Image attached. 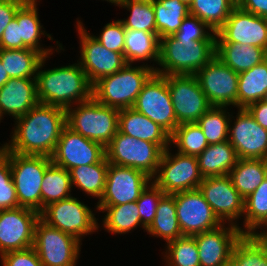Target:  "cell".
Segmentation results:
<instances>
[{"label":"cell","mask_w":267,"mask_h":266,"mask_svg":"<svg viewBox=\"0 0 267 266\" xmlns=\"http://www.w3.org/2000/svg\"><path fill=\"white\" fill-rule=\"evenodd\" d=\"M216 57L236 73L244 72L267 59V51L240 43H216Z\"/></svg>","instance_id":"obj_29"},{"label":"cell","mask_w":267,"mask_h":266,"mask_svg":"<svg viewBox=\"0 0 267 266\" xmlns=\"http://www.w3.org/2000/svg\"><path fill=\"white\" fill-rule=\"evenodd\" d=\"M233 112L232 108L228 141L238 158L267 160V129L259 125L245 108Z\"/></svg>","instance_id":"obj_12"},{"label":"cell","mask_w":267,"mask_h":266,"mask_svg":"<svg viewBox=\"0 0 267 266\" xmlns=\"http://www.w3.org/2000/svg\"><path fill=\"white\" fill-rule=\"evenodd\" d=\"M235 7L232 0H193L189 14L198 17L216 33Z\"/></svg>","instance_id":"obj_41"},{"label":"cell","mask_w":267,"mask_h":266,"mask_svg":"<svg viewBox=\"0 0 267 266\" xmlns=\"http://www.w3.org/2000/svg\"><path fill=\"white\" fill-rule=\"evenodd\" d=\"M41 186V211L49 204L73 195L70 171L54 163L46 168Z\"/></svg>","instance_id":"obj_35"},{"label":"cell","mask_w":267,"mask_h":266,"mask_svg":"<svg viewBox=\"0 0 267 266\" xmlns=\"http://www.w3.org/2000/svg\"><path fill=\"white\" fill-rule=\"evenodd\" d=\"M152 5L159 38L174 35L189 15V6L180 0H152Z\"/></svg>","instance_id":"obj_37"},{"label":"cell","mask_w":267,"mask_h":266,"mask_svg":"<svg viewBox=\"0 0 267 266\" xmlns=\"http://www.w3.org/2000/svg\"><path fill=\"white\" fill-rule=\"evenodd\" d=\"M242 235L239 227L227 223L193 235L198 247L200 266H224Z\"/></svg>","instance_id":"obj_22"},{"label":"cell","mask_w":267,"mask_h":266,"mask_svg":"<svg viewBox=\"0 0 267 266\" xmlns=\"http://www.w3.org/2000/svg\"><path fill=\"white\" fill-rule=\"evenodd\" d=\"M165 193L153 182L141 192L136 201L142 225L147 229L154 220L160 199Z\"/></svg>","instance_id":"obj_45"},{"label":"cell","mask_w":267,"mask_h":266,"mask_svg":"<svg viewBox=\"0 0 267 266\" xmlns=\"http://www.w3.org/2000/svg\"><path fill=\"white\" fill-rule=\"evenodd\" d=\"M228 175L234 188L245 199L267 177V160L239 158Z\"/></svg>","instance_id":"obj_31"},{"label":"cell","mask_w":267,"mask_h":266,"mask_svg":"<svg viewBox=\"0 0 267 266\" xmlns=\"http://www.w3.org/2000/svg\"><path fill=\"white\" fill-rule=\"evenodd\" d=\"M173 36L193 41H216V33L205 22L192 14L183 19L178 31Z\"/></svg>","instance_id":"obj_46"},{"label":"cell","mask_w":267,"mask_h":266,"mask_svg":"<svg viewBox=\"0 0 267 266\" xmlns=\"http://www.w3.org/2000/svg\"><path fill=\"white\" fill-rule=\"evenodd\" d=\"M230 109V110H229ZM211 106L197 121L209 145L228 140L231 109Z\"/></svg>","instance_id":"obj_42"},{"label":"cell","mask_w":267,"mask_h":266,"mask_svg":"<svg viewBox=\"0 0 267 266\" xmlns=\"http://www.w3.org/2000/svg\"><path fill=\"white\" fill-rule=\"evenodd\" d=\"M108 166L105 158L102 162L72 168L70 177L73 190L77 188L87 197L99 201L105 189Z\"/></svg>","instance_id":"obj_30"},{"label":"cell","mask_w":267,"mask_h":266,"mask_svg":"<svg viewBox=\"0 0 267 266\" xmlns=\"http://www.w3.org/2000/svg\"><path fill=\"white\" fill-rule=\"evenodd\" d=\"M133 108L159 124L170 135L179 125L174 113L167 80L154 73L143 85Z\"/></svg>","instance_id":"obj_14"},{"label":"cell","mask_w":267,"mask_h":266,"mask_svg":"<svg viewBox=\"0 0 267 266\" xmlns=\"http://www.w3.org/2000/svg\"><path fill=\"white\" fill-rule=\"evenodd\" d=\"M105 158L103 145L83 137L66 125L62 129L51 161L70 171L74 167L102 162Z\"/></svg>","instance_id":"obj_20"},{"label":"cell","mask_w":267,"mask_h":266,"mask_svg":"<svg viewBox=\"0 0 267 266\" xmlns=\"http://www.w3.org/2000/svg\"><path fill=\"white\" fill-rule=\"evenodd\" d=\"M40 4H23L15 14L17 18L18 25H20V39L23 41V49L30 48L40 52L44 57L48 55H53L56 53L64 52L65 48L62 43L55 39V46H44L42 44V37H47L53 41V35L47 33L43 27L39 18V8ZM44 29V30H43ZM43 35V36H42Z\"/></svg>","instance_id":"obj_24"},{"label":"cell","mask_w":267,"mask_h":266,"mask_svg":"<svg viewBox=\"0 0 267 266\" xmlns=\"http://www.w3.org/2000/svg\"><path fill=\"white\" fill-rule=\"evenodd\" d=\"M118 131L139 140L156 143L163 150L170 146V134L133 107L119 110Z\"/></svg>","instance_id":"obj_25"},{"label":"cell","mask_w":267,"mask_h":266,"mask_svg":"<svg viewBox=\"0 0 267 266\" xmlns=\"http://www.w3.org/2000/svg\"><path fill=\"white\" fill-rule=\"evenodd\" d=\"M40 213L27 207L0 209V256L33 247Z\"/></svg>","instance_id":"obj_19"},{"label":"cell","mask_w":267,"mask_h":266,"mask_svg":"<svg viewBox=\"0 0 267 266\" xmlns=\"http://www.w3.org/2000/svg\"><path fill=\"white\" fill-rule=\"evenodd\" d=\"M198 189L222 223L239 227L244 198L234 188L229 175L205 177Z\"/></svg>","instance_id":"obj_18"},{"label":"cell","mask_w":267,"mask_h":266,"mask_svg":"<svg viewBox=\"0 0 267 266\" xmlns=\"http://www.w3.org/2000/svg\"><path fill=\"white\" fill-rule=\"evenodd\" d=\"M101 1H107L109 2L111 5H114L117 3L118 0H101Z\"/></svg>","instance_id":"obj_56"},{"label":"cell","mask_w":267,"mask_h":266,"mask_svg":"<svg viewBox=\"0 0 267 266\" xmlns=\"http://www.w3.org/2000/svg\"><path fill=\"white\" fill-rule=\"evenodd\" d=\"M0 149L9 157L12 179L16 189L18 207H27L41 212V184L51 157L23 155Z\"/></svg>","instance_id":"obj_6"},{"label":"cell","mask_w":267,"mask_h":266,"mask_svg":"<svg viewBox=\"0 0 267 266\" xmlns=\"http://www.w3.org/2000/svg\"><path fill=\"white\" fill-rule=\"evenodd\" d=\"M161 254L165 266H200L199 252L193 236H182L166 243Z\"/></svg>","instance_id":"obj_43"},{"label":"cell","mask_w":267,"mask_h":266,"mask_svg":"<svg viewBox=\"0 0 267 266\" xmlns=\"http://www.w3.org/2000/svg\"><path fill=\"white\" fill-rule=\"evenodd\" d=\"M94 209L97 210L96 207L92 210L80 201L79 197L72 195L46 206L40 212V218L48 225L69 233L82 242L84 237L99 230V220L95 217L97 212Z\"/></svg>","instance_id":"obj_7"},{"label":"cell","mask_w":267,"mask_h":266,"mask_svg":"<svg viewBox=\"0 0 267 266\" xmlns=\"http://www.w3.org/2000/svg\"><path fill=\"white\" fill-rule=\"evenodd\" d=\"M0 49H23L20 39V25L15 17L5 28L0 40Z\"/></svg>","instance_id":"obj_49"},{"label":"cell","mask_w":267,"mask_h":266,"mask_svg":"<svg viewBox=\"0 0 267 266\" xmlns=\"http://www.w3.org/2000/svg\"><path fill=\"white\" fill-rule=\"evenodd\" d=\"M82 242L69 233L52 227L41 218L35 224L33 248L42 266H76Z\"/></svg>","instance_id":"obj_9"},{"label":"cell","mask_w":267,"mask_h":266,"mask_svg":"<svg viewBox=\"0 0 267 266\" xmlns=\"http://www.w3.org/2000/svg\"><path fill=\"white\" fill-rule=\"evenodd\" d=\"M97 212H102V221L98 223V228L105 230L107 233L125 235L133 232L137 227L146 232L142 225L137 203L130 202L115 206H94ZM103 228H101V227Z\"/></svg>","instance_id":"obj_27"},{"label":"cell","mask_w":267,"mask_h":266,"mask_svg":"<svg viewBox=\"0 0 267 266\" xmlns=\"http://www.w3.org/2000/svg\"><path fill=\"white\" fill-rule=\"evenodd\" d=\"M235 4H237L240 0H232Z\"/></svg>","instance_id":"obj_59"},{"label":"cell","mask_w":267,"mask_h":266,"mask_svg":"<svg viewBox=\"0 0 267 266\" xmlns=\"http://www.w3.org/2000/svg\"><path fill=\"white\" fill-rule=\"evenodd\" d=\"M0 266H42V262L33 247L12 251L0 256Z\"/></svg>","instance_id":"obj_48"},{"label":"cell","mask_w":267,"mask_h":266,"mask_svg":"<svg viewBox=\"0 0 267 266\" xmlns=\"http://www.w3.org/2000/svg\"><path fill=\"white\" fill-rule=\"evenodd\" d=\"M8 73L6 72L0 60V88L9 80Z\"/></svg>","instance_id":"obj_54"},{"label":"cell","mask_w":267,"mask_h":266,"mask_svg":"<svg viewBox=\"0 0 267 266\" xmlns=\"http://www.w3.org/2000/svg\"><path fill=\"white\" fill-rule=\"evenodd\" d=\"M195 76L211 106L237 109L239 73L214 56Z\"/></svg>","instance_id":"obj_15"},{"label":"cell","mask_w":267,"mask_h":266,"mask_svg":"<svg viewBox=\"0 0 267 266\" xmlns=\"http://www.w3.org/2000/svg\"><path fill=\"white\" fill-rule=\"evenodd\" d=\"M105 152L109 164L135 168L153 178L164 150L156 143L139 140L118 131L105 147Z\"/></svg>","instance_id":"obj_8"},{"label":"cell","mask_w":267,"mask_h":266,"mask_svg":"<svg viewBox=\"0 0 267 266\" xmlns=\"http://www.w3.org/2000/svg\"><path fill=\"white\" fill-rule=\"evenodd\" d=\"M17 207L18 199L12 179L9 157L0 149V209Z\"/></svg>","instance_id":"obj_44"},{"label":"cell","mask_w":267,"mask_h":266,"mask_svg":"<svg viewBox=\"0 0 267 266\" xmlns=\"http://www.w3.org/2000/svg\"><path fill=\"white\" fill-rule=\"evenodd\" d=\"M39 103L36 79L10 78L0 88V123L4 117L14 120Z\"/></svg>","instance_id":"obj_23"},{"label":"cell","mask_w":267,"mask_h":266,"mask_svg":"<svg viewBox=\"0 0 267 266\" xmlns=\"http://www.w3.org/2000/svg\"><path fill=\"white\" fill-rule=\"evenodd\" d=\"M149 237L162 238L165 244L182 237L177 214L175 199L172 194H165L158 204L156 215L151 225L146 229Z\"/></svg>","instance_id":"obj_34"},{"label":"cell","mask_w":267,"mask_h":266,"mask_svg":"<svg viewBox=\"0 0 267 266\" xmlns=\"http://www.w3.org/2000/svg\"><path fill=\"white\" fill-rule=\"evenodd\" d=\"M10 140L3 142L9 152L51 157L62 129L66 126V110L38 103L25 115L13 120Z\"/></svg>","instance_id":"obj_1"},{"label":"cell","mask_w":267,"mask_h":266,"mask_svg":"<svg viewBox=\"0 0 267 266\" xmlns=\"http://www.w3.org/2000/svg\"><path fill=\"white\" fill-rule=\"evenodd\" d=\"M172 150L174 148L171 146L164 150L152 181L165 194L198 189L204 177L200 173L197 157Z\"/></svg>","instance_id":"obj_10"},{"label":"cell","mask_w":267,"mask_h":266,"mask_svg":"<svg viewBox=\"0 0 267 266\" xmlns=\"http://www.w3.org/2000/svg\"><path fill=\"white\" fill-rule=\"evenodd\" d=\"M205 135L197 122L179 124L170 135V146L175 151L197 157L208 146Z\"/></svg>","instance_id":"obj_40"},{"label":"cell","mask_w":267,"mask_h":266,"mask_svg":"<svg viewBox=\"0 0 267 266\" xmlns=\"http://www.w3.org/2000/svg\"><path fill=\"white\" fill-rule=\"evenodd\" d=\"M243 234H254L267 221V177L253 193L244 199Z\"/></svg>","instance_id":"obj_38"},{"label":"cell","mask_w":267,"mask_h":266,"mask_svg":"<svg viewBox=\"0 0 267 266\" xmlns=\"http://www.w3.org/2000/svg\"><path fill=\"white\" fill-rule=\"evenodd\" d=\"M236 6L246 12L267 18V0H240Z\"/></svg>","instance_id":"obj_51"},{"label":"cell","mask_w":267,"mask_h":266,"mask_svg":"<svg viewBox=\"0 0 267 266\" xmlns=\"http://www.w3.org/2000/svg\"><path fill=\"white\" fill-rule=\"evenodd\" d=\"M23 4L15 0L0 1V40L5 28L15 18V14Z\"/></svg>","instance_id":"obj_50"},{"label":"cell","mask_w":267,"mask_h":266,"mask_svg":"<svg viewBox=\"0 0 267 266\" xmlns=\"http://www.w3.org/2000/svg\"><path fill=\"white\" fill-rule=\"evenodd\" d=\"M262 101H264L265 103H267V92L265 93L264 98L262 99Z\"/></svg>","instance_id":"obj_58"},{"label":"cell","mask_w":267,"mask_h":266,"mask_svg":"<svg viewBox=\"0 0 267 266\" xmlns=\"http://www.w3.org/2000/svg\"><path fill=\"white\" fill-rule=\"evenodd\" d=\"M180 1H182L183 3H185L188 6H190L191 3L193 2V0H180Z\"/></svg>","instance_id":"obj_57"},{"label":"cell","mask_w":267,"mask_h":266,"mask_svg":"<svg viewBox=\"0 0 267 266\" xmlns=\"http://www.w3.org/2000/svg\"><path fill=\"white\" fill-rule=\"evenodd\" d=\"M267 92V59L238 76L237 108L260 101Z\"/></svg>","instance_id":"obj_32"},{"label":"cell","mask_w":267,"mask_h":266,"mask_svg":"<svg viewBox=\"0 0 267 266\" xmlns=\"http://www.w3.org/2000/svg\"><path fill=\"white\" fill-rule=\"evenodd\" d=\"M51 56H45L37 70L36 88L39 103L67 110L73 105L90 100L93 85L78 61L46 69V61L50 60Z\"/></svg>","instance_id":"obj_2"},{"label":"cell","mask_w":267,"mask_h":266,"mask_svg":"<svg viewBox=\"0 0 267 266\" xmlns=\"http://www.w3.org/2000/svg\"><path fill=\"white\" fill-rule=\"evenodd\" d=\"M214 56L216 41H193L166 36L160 38L159 60L156 74L195 75Z\"/></svg>","instance_id":"obj_3"},{"label":"cell","mask_w":267,"mask_h":266,"mask_svg":"<svg viewBox=\"0 0 267 266\" xmlns=\"http://www.w3.org/2000/svg\"><path fill=\"white\" fill-rule=\"evenodd\" d=\"M155 73L144 65L126 64L112 75L93 84L92 97L99 103L117 109L131 108L143 85Z\"/></svg>","instance_id":"obj_4"},{"label":"cell","mask_w":267,"mask_h":266,"mask_svg":"<svg viewBox=\"0 0 267 266\" xmlns=\"http://www.w3.org/2000/svg\"><path fill=\"white\" fill-rule=\"evenodd\" d=\"M43 58L40 52L30 48L0 49V60L9 78L36 79Z\"/></svg>","instance_id":"obj_33"},{"label":"cell","mask_w":267,"mask_h":266,"mask_svg":"<svg viewBox=\"0 0 267 266\" xmlns=\"http://www.w3.org/2000/svg\"><path fill=\"white\" fill-rule=\"evenodd\" d=\"M159 48L160 38L155 33L126 29L124 58L127 64L136 65L141 62V65L155 71L158 66Z\"/></svg>","instance_id":"obj_26"},{"label":"cell","mask_w":267,"mask_h":266,"mask_svg":"<svg viewBox=\"0 0 267 266\" xmlns=\"http://www.w3.org/2000/svg\"><path fill=\"white\" fill-rule=\"evenodd\" d=\"M183 236H193L222 225L199 189L172 194Z\"/></svg>","instance_id":"obj_16"},{"label":"cell","mask_w":267,"mask_h":266,"mask_svg":"<svg viewBox=\"0 0 267 266\" xmlns=\"http://www.w3.org/2000/svg\"><path fill=\"white\" fill-rule=\"evenodd\" d=\"M76 20L77 25L74 26L79 39L77 52L80 54L76 61L92 85L100 78L114 74L127 64L122 53L106 49L92 36V33H89L90 31L86 30L81 18L78 17Z\"/></svg>","instance_id":"obj_11"},{"label":"cell","mask_w":267,"mask_h":266,"mask_svg":"<svg viewBox=\"0 0 267 266\" xmlns=\"http://www.w3.org/2000/svg\"><path fill=\"white\" fill-rule=\"evenodd\" d=\"M66 125L106 147L118 132L119 109L105 106L92 97L66 110Z\"/></svg>","instance_id":"obj_5"},{"label":"cell","mask_w":267,"mask_h":266,"mask_svg":"<svg viewBox=\"0 0 267 266\" xmlns=\"http://www.w3.org/2000/svg\"><path fill=\"white\" fill-rule=\"evenodd\" d=\"M245 109L259 125L267 129V103L260 100L250 104Z\"/></svg>","instance_id":"obj_52"},{"label":"cell","mask_w":267,"mask_h":266,"mask_svg":"<svg viewBox=\"0 0 267 266\" xmlns=\"http://www.w3.org/2000/svg\"><path fill=\"white\" fill-rule=\"evenodd\" d=\"M216 43H240L267 51V18L246 12L236 6L216 32Z\"/></svg>","instance_id":"obj_21"},{"label":"cell","mask_w":267,"mask_h":266,"mask_svg":"<svg viewBox=\"0 0 267 266\" xmlns=\"http://www.w3.org/2000/svg\"><path fill=\"white\" fill-rule=\"evenodd\" d=\"M125 32L123 23L119 19H114V21L105 24L99 34H92V36L106 49L124 55Z\"/></svg>","instance_id":"obj_47"},{"label":"cell","mask_w":267,"mask_h":266,"mask_svg":"<svg viewBox=\"0 0 267 266\" xmlns=\"http://www.w3.org/2000/svg\"><path fill=\"white\" fill-rule=\"evenodd\" d=\"M253 235L257 238L267 240V221Z\"/></svg>","instance_id":"obj_53"},{"label":"cell","mask_w":267,"mask_h":266,"mask_svg":"<svg viewBox=\"0 0 267 266\" xmlns=\"http://www.w3.org/2000/svg\"><path fill=\"white\" fill-rule=\"evenodd\" d=\"M178 124L197 122L211 107L195 75H166Z\"/></svg>","instance_id":"obj_13"},{"label":"cell","mask_w":267,"mask_h":266,"mask_svg":"<svg viewBox=\"0 0 267 266\" xmlns=\"http://www.w3.org/2000/svg\"><path fill=\"white\" fill-rule=\"evenodd\" d=\"M224 266H267V240L243 234Z\"/></svg>","instance_id":"obj_36"},{"label":"cell","mask_w":267,"mask_h":266,"mask_svg":"<svg viewBox=\"0 0 267 266\" xmlns=\"http://www.w3.org/2000/svg\"><path fill=\"white\" fill-rule=\"evenodd\" d=\"M115 5L130 13L127 18L119 19L125 29L145 31L157 35L152 0H118Z\"/></svg>","instance_id":"obj_39"},{"label":"cell","mask_w":267,"mask_h":266,"mask_svg":"<svg viewBox=\"0 0 267 266\" xmlns=\"http://www.w3.org/2000/svg\"><path fill=\"white\" fill-rule=\"evenodd\" d=\"M238 159L236 150L228 140L208 145L197 156L199 170L204 178L228 175Z\"/></svg>","instance_id":"obj_28"},{"label":"cell","mask_w":267,"mask_h":266,"mask_svg":"<svg viewBox=\"0 0 267 266\" xmlns=\"http://www.w3.org/2000/svg\"><path fill=\"white\" fill-rule=\"evenodd\" d=\"M18 1L22 4H39L41 2V0H15Z\"/></svg>","instance_id":"obj_55"},{"label":"cell","mask_w":267,"mask_h":266,"mask_svg":"<svg viewBox=\"0 0 267 266\" xmlns=\"http://www.w3.org/2000/svg\"><path fill=\"white\" fill-rule=\"evenodd\" d=\"M152 178L141 170L109 164L105 189L95 206H115L135 202Z\"/></svg>","instance_id":"obj_17"}]
</instances>
